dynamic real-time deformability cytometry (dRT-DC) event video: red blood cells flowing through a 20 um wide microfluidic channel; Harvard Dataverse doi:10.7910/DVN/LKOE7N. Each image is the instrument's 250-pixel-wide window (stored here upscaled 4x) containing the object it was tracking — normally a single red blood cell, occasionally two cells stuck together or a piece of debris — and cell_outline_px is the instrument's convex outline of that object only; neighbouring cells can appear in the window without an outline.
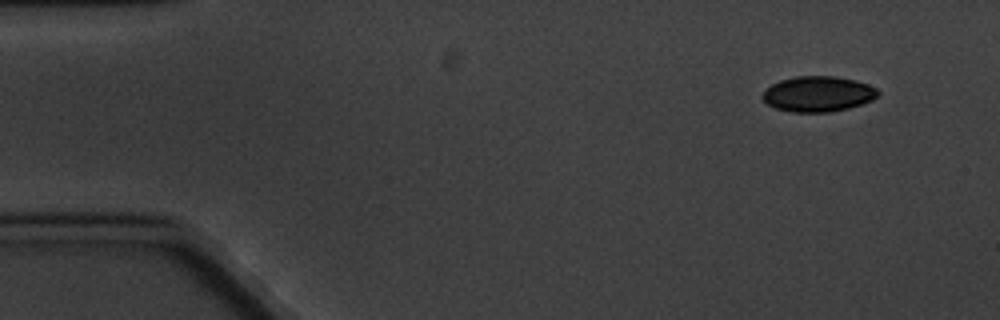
{"species": "common noctule bat (a hibernating species)", "species_latin": "Nyctalus noctula", "temperature_condition": "cold", "stored_images_in_passage": 5, "segment_of_instrument_passage": [1, 2], "camera_frame_rate_fps": 3000, "um_per_image_px": 0.085, "animal": {"sex": "male", "body_mass_g": 20.1, "forearm_length_mm": 53.5}, "frame": {"image": 1, "passage_image": 1, "time_ms": 0.0, "image_size_px": [1000, 320], "cell_outline_px": [[880, 96], [872, 100], [848, 108], [828, 112], [792, 112], [776, 108], [768, 104], [760, 96], [772, 84], [780, 80], [796, 76], [836, 76], [856, 80], [868, 84], [876, 88], [880, 92]], "centroid_in_image_um": [69.56, 7.98], "position_along_channel_um": 15.4, "area_um2": 23.87}}
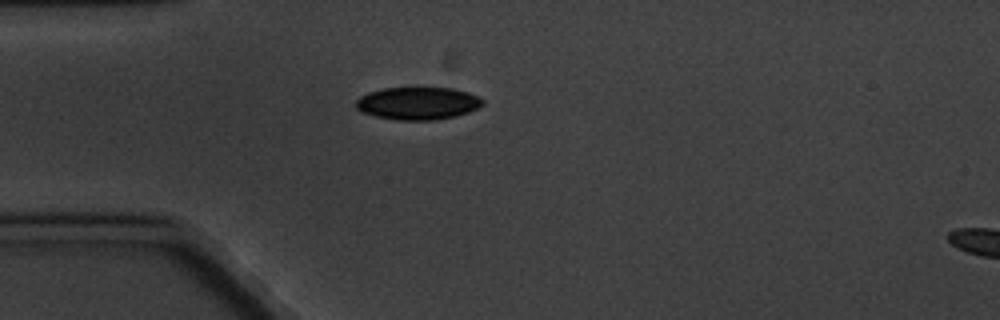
{"frame": {"image": 2, "passage_image": 4, "time_ms": 3.667, "image_size_px": [1000, 320], "cell_outline_px": [[484, 104], [468, 112], [456, 116], [432, 120], [400, 120], [376, 116], [360, 112], [356, 108], [356, 100], [360, 96], [368, 92], [384, 88], [452, 88], [468, 92], [484, 100]], "centroid_in_image_um": [35.49, 8.78], "position_along_channel_um": 49.5, "area_um2": 23.99}}